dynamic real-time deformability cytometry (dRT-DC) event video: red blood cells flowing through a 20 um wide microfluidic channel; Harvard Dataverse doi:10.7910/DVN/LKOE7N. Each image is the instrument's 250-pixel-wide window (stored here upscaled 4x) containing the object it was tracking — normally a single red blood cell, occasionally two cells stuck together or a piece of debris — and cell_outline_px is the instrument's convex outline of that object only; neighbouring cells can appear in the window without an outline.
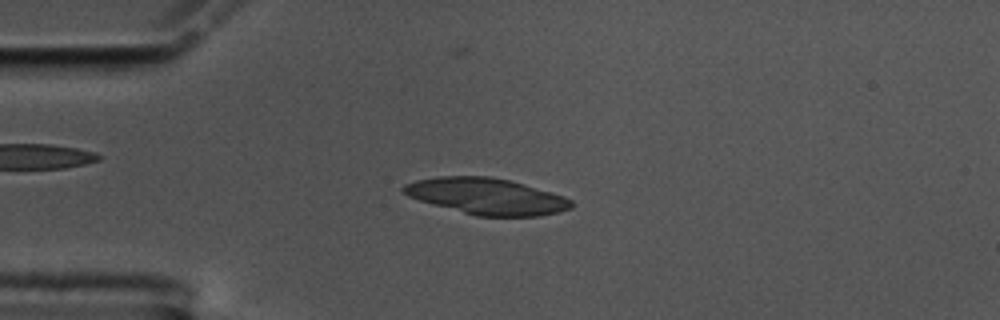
{"species": "common noctule bat (a hibernating species)", "species_latin": "Nyctalus noctula", "temperature_condition": "cold", "stored_images_in_passage": 53, "camera_frame_rate_fps": 3000, "um_per_image_px": 0.085, "animal": {"sex": "male", "body_mass_g": 17.5, "forearm_length_mm": 52.3}, "frame": {"image": 1, "passage_image": 9, "time_ms": 2.667, "image_size_px": [1000, 320], "cell_outline_px": [[572, 208], [560, 212], [540, 216], [476, 216], [432, 204], [408, 196], [400, 188], [404, 184], [416, 180], [436, 176], [488, 176], [508, 180], [524, 184], [552, 192], [564, 196], [572, 200]], "centroid_in_image_um": [41.37, 16.68], "position_along_channel_um": 43.6, "area_um2": 35.49}}